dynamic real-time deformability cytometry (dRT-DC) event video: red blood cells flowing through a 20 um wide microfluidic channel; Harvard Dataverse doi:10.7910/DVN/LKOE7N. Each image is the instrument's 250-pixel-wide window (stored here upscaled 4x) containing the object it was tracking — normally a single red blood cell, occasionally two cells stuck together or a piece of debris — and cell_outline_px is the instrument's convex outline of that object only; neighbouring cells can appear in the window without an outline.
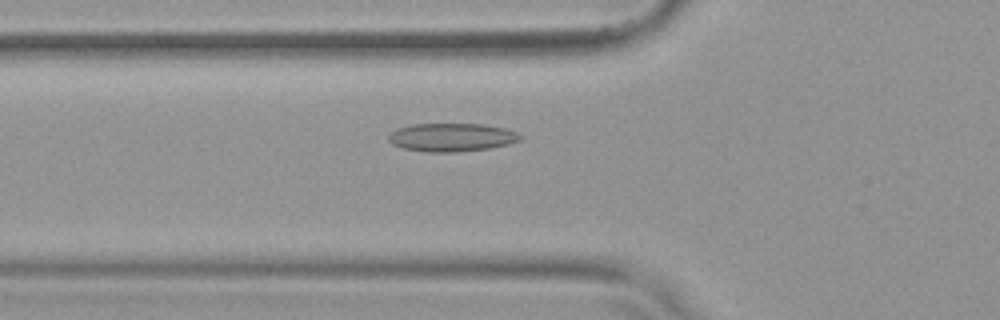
{"species": "common noctule bat (a hibernating species)", "species_latin": "Nyctalus noctula", "temperature_condition": "warm", "stored_images_in_passage": 52, "camera_frame_rate_fps": 3000, "um_per_image_px": 0.085, "animal": {"sex": "female", "body_mass_g": 19.9}, "frame": {"image": 1, "passage_image": 18, "time_ms": 5.667, "image_size_px": [1000, 320], "cell_outline_px": [[524, 136], [520, 140], [508, 144], [488, 148], [456, 152], [424, 152], [400, 148], [392, 144], [388, 140], [388, 136], [396, 128], [412, 124], [484, 124], [504, 128], [516, 132]], "centroid_in_image_um": [38.36, 11.67], "position_along_channel_um": 87.4, "area_um2": 21.85}}
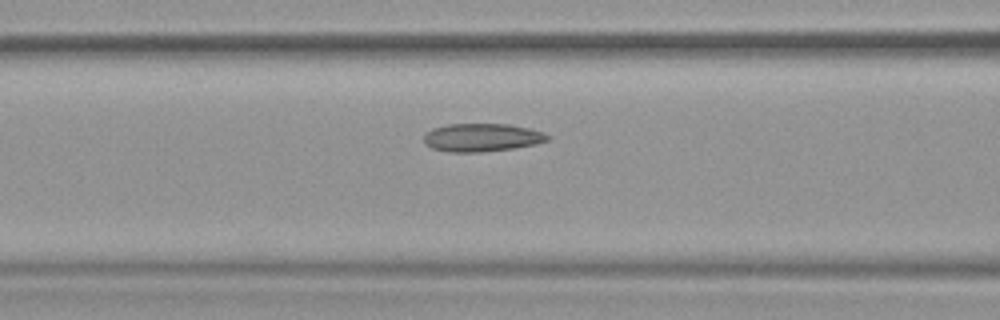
{"frame": {"image": 2, "passage_image": 21, "time_ms": 6.667, "image_size_px": [1000, 320], "cell_outline_px": [[552, 136], [548, 140], [536, 144], [512, 148], [480, 152], [448, 152], [432, 148], [424, 144], [424, 132], [432, 128], [448, 124], [508, 124], [528, 128], [544, 132]], "centroid_in_image_um": [40.94, 11.68], "position_along_channel_um": 125.7, "area_um2": 20.4}}
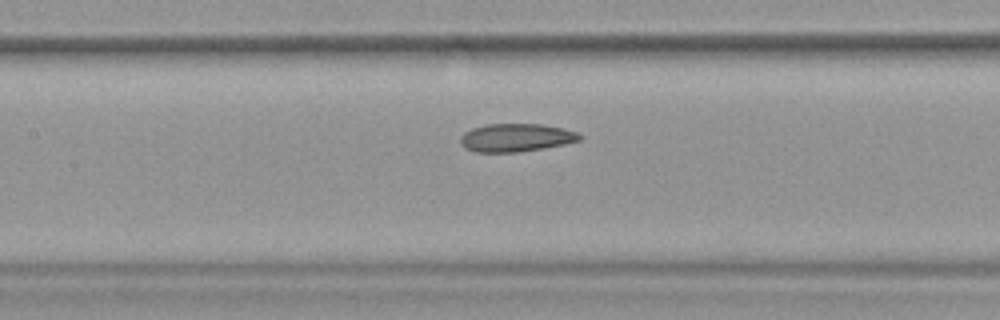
{"frame": {"image": 3, "passage_image": 24, "time_ms": 7.667, "image_size_px": [1000, 320], "cell_outline_px": [[584, 136], [580, 140], [564, 144], [544, 148], [516, 152], [476, 152], [464, 148], [460, 144], [460, 136], [464, 132], [472, 128], [488, 124], [540, 124], [564, 128], [576, 132]], "centroid_in_image_um": [43.85, 11.7], "position_along_channel_um": 163.6, "area_um2": 19.59}, "authors_computed_cell_mechanics": {"area_um2": 21.1548, "velocity_mm_per_s": 3.7873, "shape_relaxation_time_tau1_ms": null, "shape_relaxation_time_tau2_ms": 3.5923, "deformation_change_tau1": null, "deformation_change_tau2": 0.0953}}